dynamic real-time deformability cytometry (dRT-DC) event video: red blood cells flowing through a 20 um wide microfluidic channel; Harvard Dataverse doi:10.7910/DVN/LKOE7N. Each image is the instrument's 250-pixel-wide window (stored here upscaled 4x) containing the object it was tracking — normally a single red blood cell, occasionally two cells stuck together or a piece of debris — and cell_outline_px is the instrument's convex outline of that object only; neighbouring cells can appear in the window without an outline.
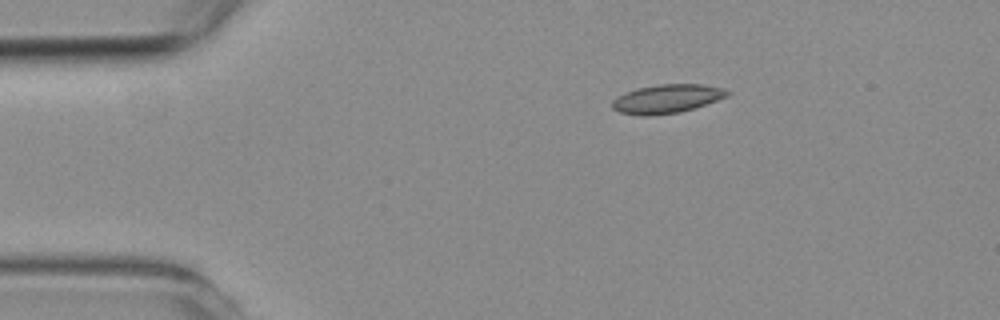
{"species": "common noctule bat (a hibernating species)", "species_latin": "Nyctalus noctula", "temperature_condition": "room temperature", "stored_images_in_passage": 3, "camera_frame_rate_fps": 3000, "um_per_image_px": 0.085, "animal": {"sex": "female", "body_mass_g": 19.3, "forearm_length_mm": 54.1}, "frame": {"image": 1, "passage_image": 1, "time_ms": 0.0, "image_size_px": [1000, 320], "cell_outline_px": [[732, 92], [728, 96], [680, 112], [648, 116], [644, 116], [620, 112], [612, 108], [612, 100], [616, 96], [624, 92], [636, 88], [660, 84], [704, 84], [724, 88]], "centroid_in_image_um": [56.67, 8.38], "position_along_channel_um": 28.3, "area_um2": 19.31}}
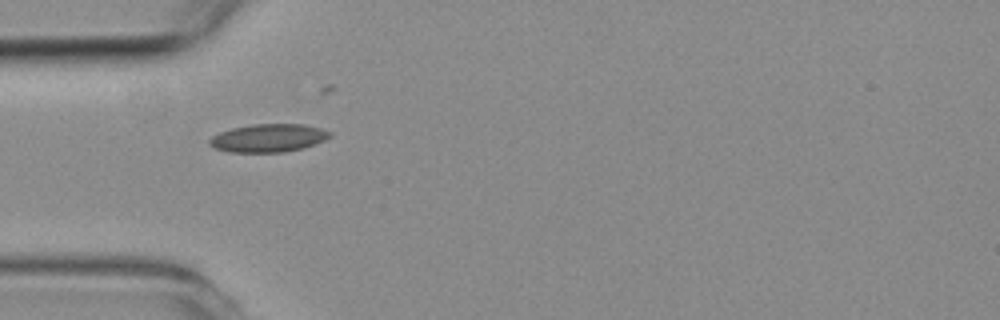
{"frame": {"image": 2, "passage_image": 3, "time_ms": 2.333, "image_size_px": [1000, 320], "cell_outline_px": [[332, 136], [324, 140], [304, 148], [284, 152], [228, 152], [216, 148], [208, 144], [208, 140], [212, 136], [220, 132], [232, 128], [252, 124], [304, 124], [320, 128], [332, 132]], "centroid_in_image_um": [22.82, 11.73], "position_along_channel_um": 62.2, "area_um2": 19.77}}